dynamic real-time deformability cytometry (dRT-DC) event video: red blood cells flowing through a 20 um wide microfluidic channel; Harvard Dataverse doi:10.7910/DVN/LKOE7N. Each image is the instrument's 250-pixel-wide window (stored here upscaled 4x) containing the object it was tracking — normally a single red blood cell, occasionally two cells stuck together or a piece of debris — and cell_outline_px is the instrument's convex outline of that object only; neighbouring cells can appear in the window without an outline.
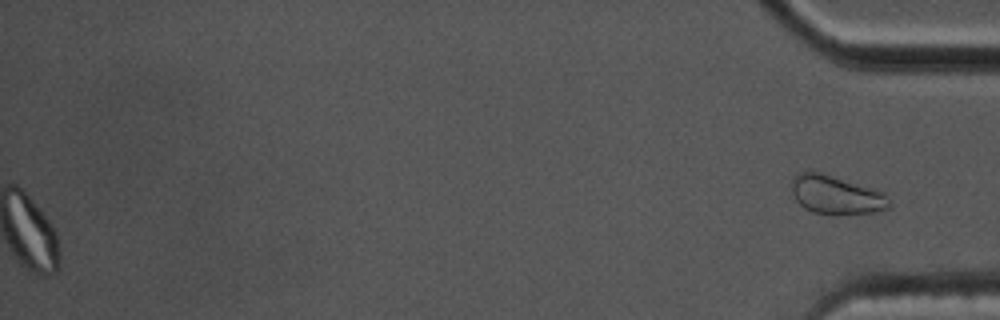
{"species": "common noctule bat (a hibernating species)", "species_latin": "Nyctalus noctula", "temperature_condition": "cold", "stored_images_in_passage": 54, "segment_of_instrument_passage": [2, 2], "camera_frame_rate_fps": 3000, "um_per_image_px": 0.085, "animal": {"sex": "male", "body_mass_g": 17.5, "forearm_length_mm": 52.3}, "frame": {"image": 1, "passage_image": 54, "time_ms": 17.667, "image_size_px": [1000, 320], "cell_outline_px": [[892, 208], [876, 212], [836, 216], [832, 216], [812, 212], [804, 208], [796, 200], [792, 192], [792, 176], [796, 172], [820, 172], [876, 188], [884, 192]], "centroid_in_image_um": [71.09, 16.59], "position_along_channel_um": 364.1, "area_um2": 22.66}}